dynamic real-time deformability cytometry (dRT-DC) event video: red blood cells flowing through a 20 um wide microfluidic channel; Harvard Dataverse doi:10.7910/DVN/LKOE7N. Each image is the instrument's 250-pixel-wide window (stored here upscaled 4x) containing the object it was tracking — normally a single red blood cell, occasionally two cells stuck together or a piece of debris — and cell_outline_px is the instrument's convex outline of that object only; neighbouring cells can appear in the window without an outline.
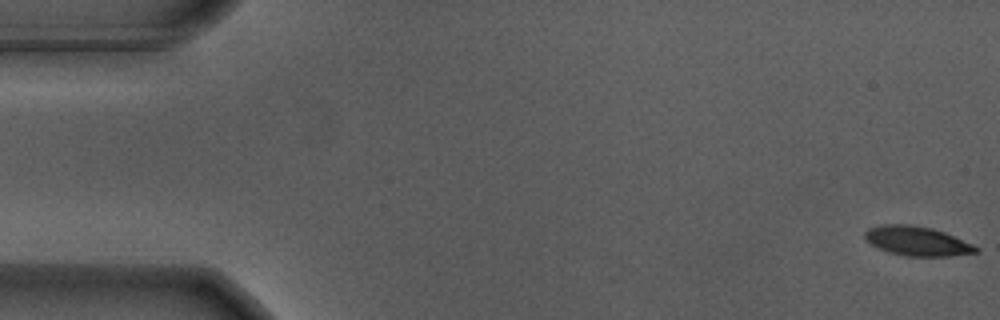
{"species": "Egyptian fruit bat (a non-hibernating species)", "species_latin": "Rousettus aegyptiacus", "temperature_condition": "warm", "stored_images_in_passage": 56, "camera_frame_rate_fps": 3000, "um_per_image_px": 0.085, "animal": {"sex": "male"}, "frame": {"image": 1, "passage_image": 1, "time_ms": 0.0, "image_size_px": [1000, 320], "cell_outline_px": [[980, 252], [952, 256], [904, 256], [888, 252], [876, 248], [864, 240], [864, 232], [868, 228], [880, 224], [908, 224], [932, 228], [944, 232], [972, 244], [980, 248]], "centroid_in_image_um": [77.91, 20.49], "position_along_channel_um": 7.1, "area_um2": 19.31}}
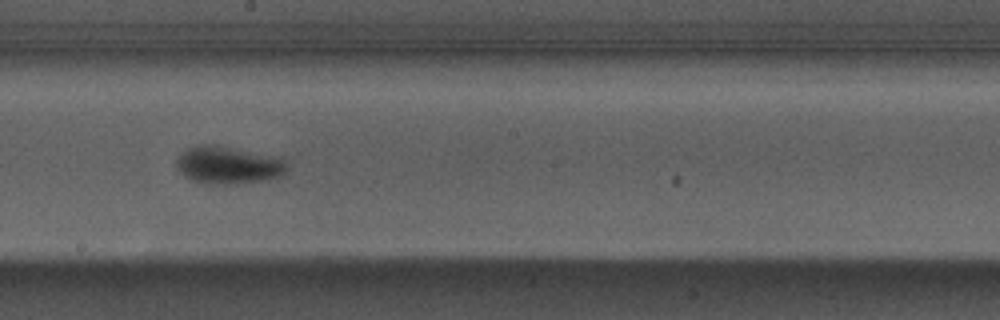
{"frame": {"image": 2, "passage_image": 31, "time_ms": 10.0, "image_size_px": [1000, 320], "cell_outline_px": [[288, 168], [284, 176], [260, 180], [224, 184], [208, 184], [192, 180], [184, 176], [176, 164], [176, 160], [188, 148], [204, 144], [212, 144], [284, 160], [288, 164]], "centroid_in_image_um": [19.37, 14.05], "position_along_channel_um": 228.8, "area_um2": 23.29}}
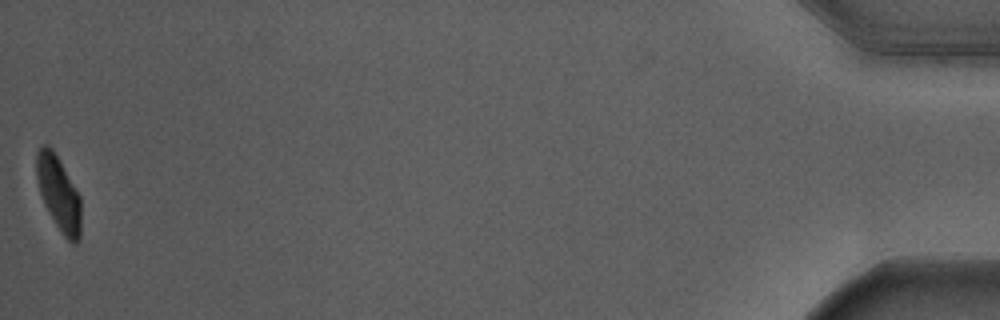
{"frame": {"image": 3, "passage_image": 56, "time_ms": 18.333, "image_size_px": [1000, 320], "cell_outline_px": [[80, 236], [76, 244], [72, 244], [64, 236], [48, 212], [44, 204], [40, 192], [36, 176], [36, 152], [44, 144], [48, 144], [52, 148], [80, 196]], "centroid_in_image_um": [4.97, 16.44], "position_along_channel_um": 430.2, "area_um2": 19.07}, "authors_computed_cell_mechanics": {"area_um2": 20.4901, "velocity_mm_per_s": 3.6737, "shape_relaxation_time_tau1_ms": 2.9155, "shape_relaxation_time_tau2_ms": null, "deformation_change_tau1": 0.1625, "deformation_change_tau2": null}}